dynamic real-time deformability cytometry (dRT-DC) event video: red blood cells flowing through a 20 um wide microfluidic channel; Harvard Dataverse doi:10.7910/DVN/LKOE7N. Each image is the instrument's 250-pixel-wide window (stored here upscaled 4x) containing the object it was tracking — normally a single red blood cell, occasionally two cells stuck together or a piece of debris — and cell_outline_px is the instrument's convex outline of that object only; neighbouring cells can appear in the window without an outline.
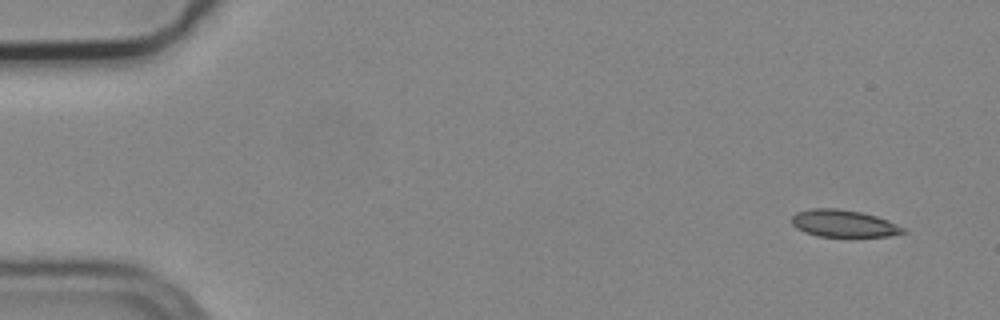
{"species": "common noctule bat (a hibernating species)", "species_latin": "Nyctalus noctula", "temperature_condition": "cold", "stored_images_in_passage": 7, "camera_frame_rate_fps": 3000, "um_per_image_px": 0.085, "animal": {"sex": "male", "body_mass_g": 19.2, "forearm_length_mm": 51.8}, "frame": {"image": 1, "passage_image": 1, "time_ms": 0.0, "image_size_px": [1000, 320], "cell_outline_px": [[908, 232], [888, 236], [816, 236], [804, 232], [796, 228], [792, 224], [792, 216], [796, 212], [812, 208], [836, 208], [860, 212], [876, 216], [888, 220], [908, 228]], "centroid_in_image_um": [71.73, 18.99], "position_along_channel_um": 13.3, "area_um2": 17.74}}
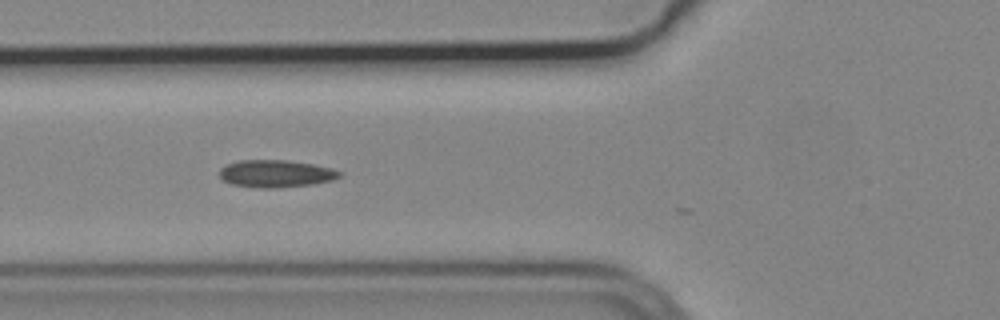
{"frame": {"image": 2, "passage_image": 6, "time_ms": 1.667, "image_size_px": [1000, 320], "cell_outline_px": [[344, 172], [340, 176], [332, 180], [312, 184], [276, 188], [260, 188], [232, 184], [224, 180], [220, 176], [220, 168], [228, 164], [240, 160], [288, 160], [312, 164], [332, 168]], "centroid_in_image_um": [23.47, 14.75], "position_along_channel_um": 102.3, "area_um2": 19.07}}
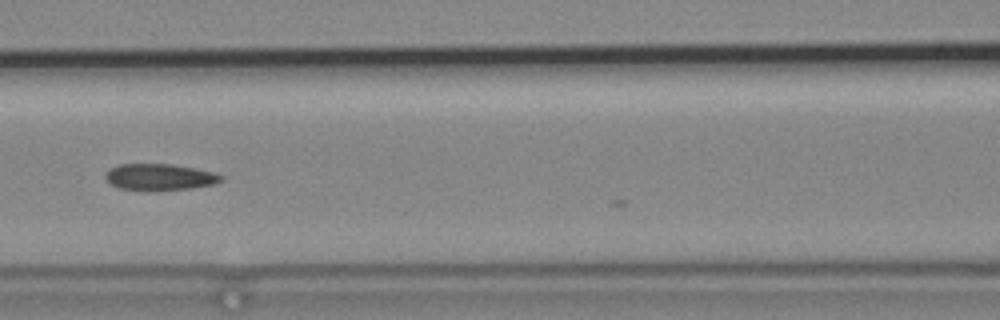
{"frame": {"image": 3, "passage_image": 7, "time_ms": 2.0, "image_size_px": [1000, 320], "cell_outline_px": [[224, 180], [212, 184], [192, 188], [120, 188], [112, 184], [104, 176], [104, 172], [120, 164], [172, 164], [196, 168], [212, 172], [224, 176]], "centroid_in_image_um": [13.61, 15.0], "position_along_channel_um": 153.0, "area_um2": 17.05}}